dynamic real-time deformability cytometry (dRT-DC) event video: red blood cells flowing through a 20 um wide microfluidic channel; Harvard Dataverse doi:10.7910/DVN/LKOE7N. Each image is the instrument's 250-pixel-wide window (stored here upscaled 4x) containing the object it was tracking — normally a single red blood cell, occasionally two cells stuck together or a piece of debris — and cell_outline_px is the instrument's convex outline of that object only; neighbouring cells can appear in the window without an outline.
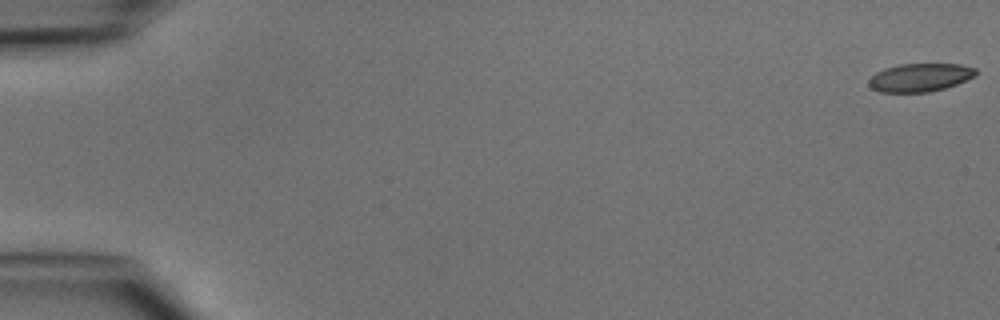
{"species": "common noctule bat (a hibernating species)", "species_latin": "Nyctalus noctula", "temperature_condition": "cold", "stored_images_in_passage": 3, "camera_frame_rate_fps": 3000, "um_per_image_px": 0.085, "animal": {"sex": "male", "body_mass_g": 15.6}, "frame": {"image": 1, "passage_image": 1, "time_ms": 0.0, "image_size_px": [1000, 320], "cell_outline_px": [[976, 76], [956, 84], [944, 88], [928, 92], [880, 92], [872, 88], [868, 84], [868, 80], [876, 72], [884, 68], [900, 64], [960, 64], [976, 68]], "centroid_in_image_um": [78.19, 6.58], "position_along_channel_um": 6.8, "area_um2": 17.57}}